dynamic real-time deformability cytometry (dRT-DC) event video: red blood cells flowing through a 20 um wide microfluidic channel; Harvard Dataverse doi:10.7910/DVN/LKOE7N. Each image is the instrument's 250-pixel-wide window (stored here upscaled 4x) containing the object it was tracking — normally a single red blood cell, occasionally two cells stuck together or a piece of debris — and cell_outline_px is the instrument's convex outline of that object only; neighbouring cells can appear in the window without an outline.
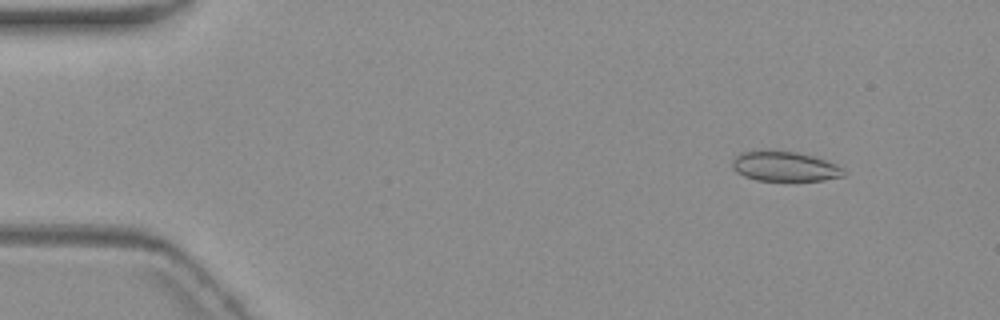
{"species": "common noctule bat (a hibernating species)", "species_latin": "Nyctalus noctula", "temperature_condition": "warm", "stored_images_in_passage": 4, "camera_frame_rate_fps": 3000, "um_per_image_px": 0.085, "animal": {"sex": "female", "body_mass_g": 19.3, "forearm_length_mm": 54.1}, "frame": {"image": 1, "passage_image": 1, "time_ms": 0.0, "image_size_px": [1000, 320], "cell_outline_px": [[844, 176], [824, 180], [756, 180], [744, 176], [736, 172], [732, 168], [732, 160], [740, 152], [796, 152], [812, 156], [836, 164], [844, 168]], "centroid_in_image_um": [66.7, 14.17], "position_along_channel_um": 18.3, "area_um2": 18.9}}
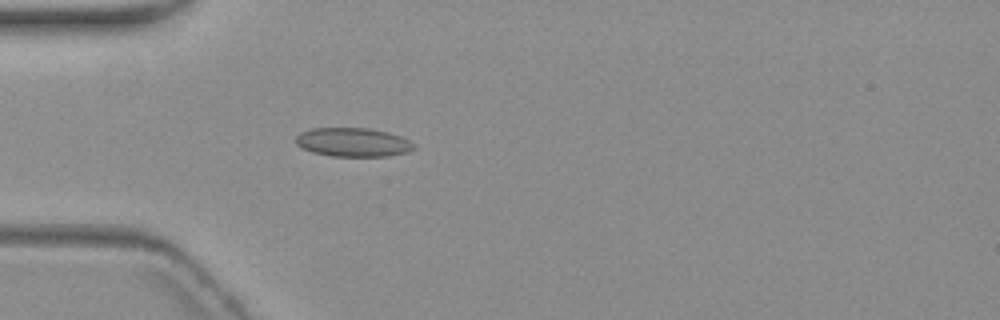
{"frame": {"image": 2, "passage_image": 4, "time_ms": 3.667, "image_size_px": [1000, 320], "cell_outline_px": [[416, 148], [408, 152], [388, 156], [332, 156], [312, 152], [300, 148], [296, 144], [296, 136], [300, 132], [312, 128], [368, 128], [388, 132], [400, 136], [416, 144]], "centroid_in_image_um": [30.0, 12.09], "position_along_channel_um": 55.0, "area_um2": 20.0}}